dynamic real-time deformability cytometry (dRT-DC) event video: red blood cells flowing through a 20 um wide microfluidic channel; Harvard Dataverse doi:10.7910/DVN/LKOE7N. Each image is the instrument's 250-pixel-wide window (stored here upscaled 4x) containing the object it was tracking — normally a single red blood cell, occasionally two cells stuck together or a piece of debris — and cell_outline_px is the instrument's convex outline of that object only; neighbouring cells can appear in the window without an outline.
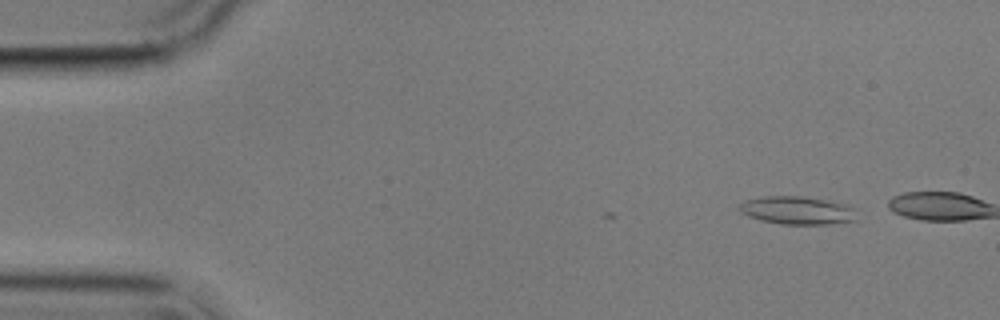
{"species": "common noctule bat (a hibernating species)", "species_latin": "Nyctalus noctula", "temperature_condition": "cold", "stored_images_in_passage": 4, "camera_frame_rate_fps": 3000, "um_per_image_px": 0.085, "animal": {"sex": "male", "body_mass_g": 17.9}, "frame": {"image": 1, "passage_image": 2, "time_ms": 1.0, "image_size_px": [1000, 320], "cell_outline_px": [[856, 220], [828, 224], [780, 224], [760, 220], [748, 216], [740, 212], [740, 204], [748, 200], [764, 196], [800, 196], [848, 204], [852, 208]], "centroid_in_image_um": [67.75, 17.89], "position_along_channel_um": 17.3, "area_um2": 18.9}}